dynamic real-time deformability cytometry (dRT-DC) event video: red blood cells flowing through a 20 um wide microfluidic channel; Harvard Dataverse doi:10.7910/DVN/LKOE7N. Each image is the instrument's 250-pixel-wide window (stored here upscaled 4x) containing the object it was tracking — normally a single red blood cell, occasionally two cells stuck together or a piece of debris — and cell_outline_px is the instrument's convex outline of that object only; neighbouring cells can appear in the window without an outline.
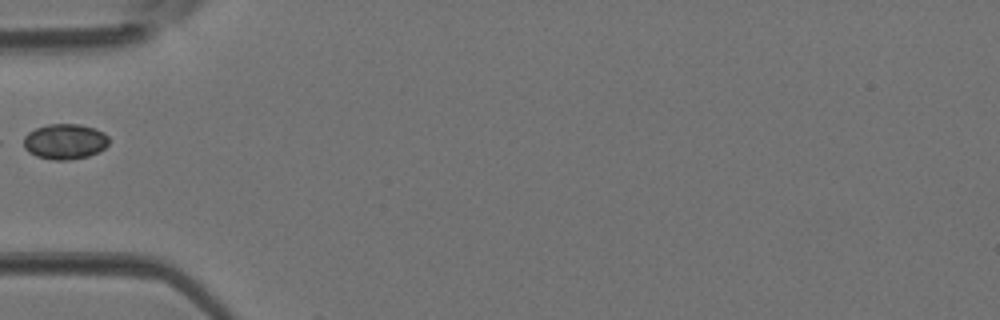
{"species": "Egyptian fruit bat (a non-hibernating species)", "species_latin": "Rousettus aegyptiacus", "temperature_condition": "room temperature", "stored_images_in_passage": 1, "camera_frame_rate_fps": 3000, "um_per_image_px": 0.085, "animal": {"sex": "female"}, "frame": {"image": 1, "passage_image": 1, "time_ms": 0.0, "image_size_px": [1000, 320], "cell_outline_px": [[108, 144], [104, 148], [88, 156], [68, 160], [52, 160], [36, 156], [28, 152], [24, 148], [24, 136], [28, 132], [36, 128], [48, 124], [80, 124], [104, 132], [108, 136]], "centroid_in_image_um": [5.49, 12.03], "position_along_channel_um": 79.5, "area_um2": 17.57}}